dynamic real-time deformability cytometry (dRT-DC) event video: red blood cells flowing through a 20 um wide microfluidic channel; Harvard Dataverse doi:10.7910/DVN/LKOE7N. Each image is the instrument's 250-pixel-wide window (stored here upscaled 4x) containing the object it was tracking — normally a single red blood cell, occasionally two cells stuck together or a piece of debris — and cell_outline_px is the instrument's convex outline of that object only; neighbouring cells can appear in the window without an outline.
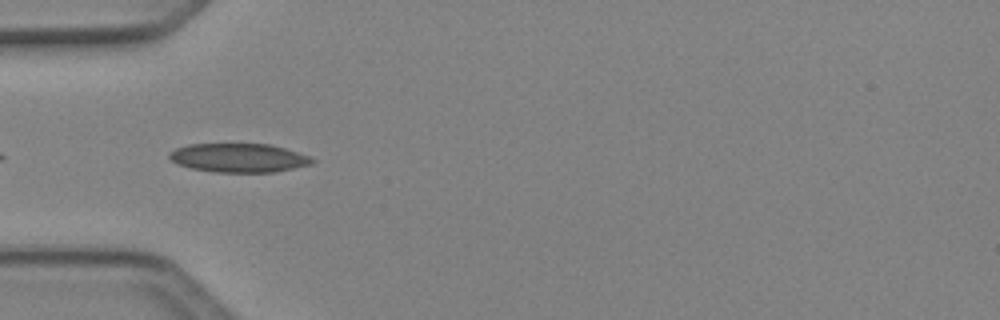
{"species": "Egyptian fruit bat (a non-hibernating species)", "species_latin": "Rousettus aegyptiacus", "temperature_condition": "cold", "stored_images_in_passage": 7, "camera_frame_rate_fps": 3000, "um_per_image_px": 0.085, "animal": {"sex": "female"}, "frame": {"image": 1, "passage_image": 4, "time_ms": 1.0, "image_size_px": [1000, 320], "cell_outline_px": [[316, 160], [312, 164], [276, 172], [216, 172], [192, 168], [176, 164], [168, 156], [168, 152], [176, 148], [188, 144], [272, 144], [308, 156]], "centroid_in_image_um": [20.28, 13.41], "position_along_channel_um": 64.7, "area_um2": 23.99}}
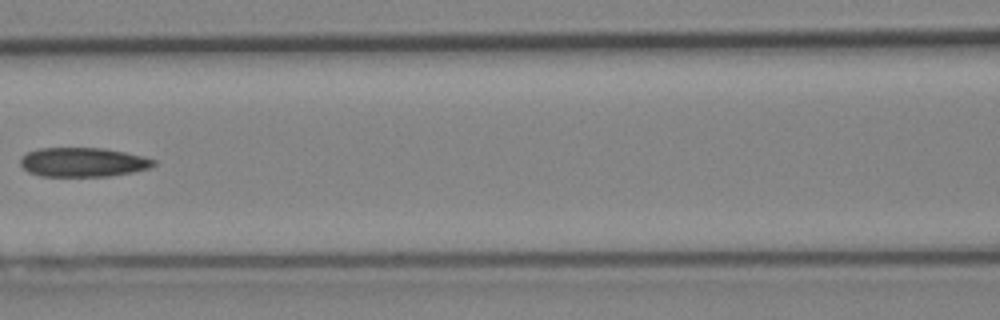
{"frame": {"image": 2, "passage_image": 6, "time_ms": 1.667, "image_size_px": [1000, 320], "cell_outline_px": [[156, 164], [152, 168], [132, 172], [108, 176], [40, 176], [28, 172], [20, 164], [20, 156], [28, 152], [40, 148], [104, 148], [144, 156], [156, 160]], "centroid_in_image_um": [7.07, 13.78], "position_along_channel_um": 159.5, "area_um2": 22.83}}
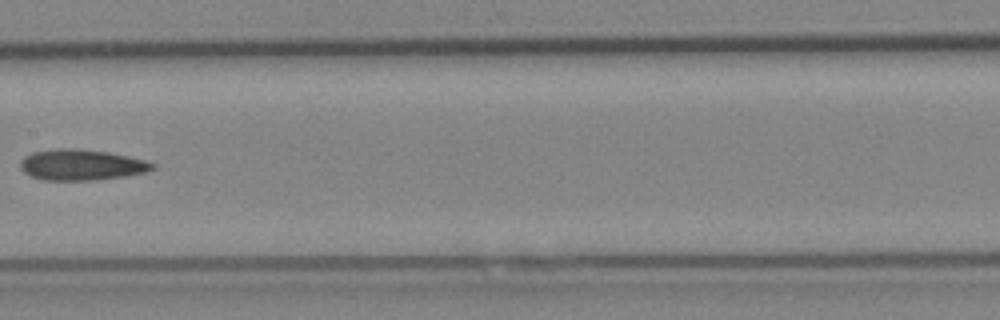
{"frame": {"image": 3, "passage_image": 7, "time_ms": 2.0, "image_size_px": [1000, 320], "cell_outline_px": [[156, 168], [148, 172], [124, 176], [88, 180], [44, 180], [32, 176], [24, 172], [20, 168], [20, 160], [24, 156], [32, 152], [56, 148], [76, 148], [108, 152], [128, 156], [144, 160], [156, 164]], "centroid_in_image_um": [6.92, 14.0], "position_along_channel_um": 200.5, "area_um2": 23.81}}